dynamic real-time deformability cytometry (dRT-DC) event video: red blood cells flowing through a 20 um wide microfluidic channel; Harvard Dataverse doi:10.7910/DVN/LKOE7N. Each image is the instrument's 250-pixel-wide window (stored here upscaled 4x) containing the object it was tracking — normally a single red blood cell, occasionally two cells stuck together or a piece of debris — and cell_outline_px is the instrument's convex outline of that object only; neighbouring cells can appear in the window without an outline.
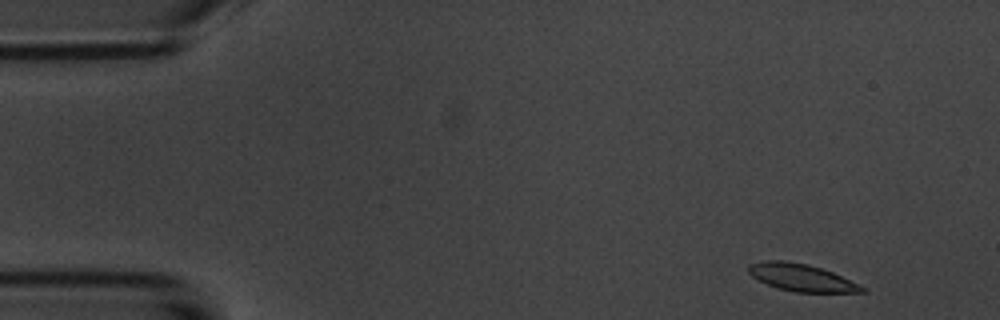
{"species": "common noctule bat (a hibernating species)", "species_latin": "Nyctalus noctula", "temperature_condition": "room temperature", "stored_images_in_passage": 4, "camera_frame_rate_fps": 3000, "um_per_image_px": 0.085, "animal": {"sex": "male", "body_mass_g": 20.1, "forearm_length_mm": 53.5}, "frame": {"image": 1, "passage_image": 1, "time_ms": 0.0, "image_size_px": [1000, 320], "cell_outline_px": [[868, 292], [796, 292], [776, 288], [752, 276], [748, 272], [748, 264], [764, 260], [784, 260], [808, 264], [832, 272], [868, 288]], "centroid_in_image_um": [68.13, 23.59], "position_along_channel_um": 16.9, "area_um2": 18.03}}
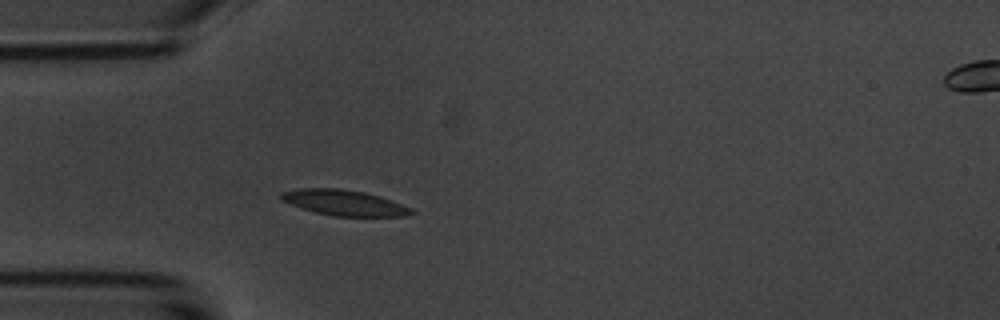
{"frame": {"image": 2, "passage_image": 4, "time_ms": 3.667, "image_size_px": [1000, 320], "cell_outline_px": [[416, 212], [404, 216], [332, 216], [300, 208], [280, 200], [276, 196], [280, 192], [300, 188], [340, 188], [364, 192], [380, 196], [412, 208]], "centroid_in_image_um": [29.19, 17.22], "position_along_channel_um": 55.8, "area_um2": 19.59}}